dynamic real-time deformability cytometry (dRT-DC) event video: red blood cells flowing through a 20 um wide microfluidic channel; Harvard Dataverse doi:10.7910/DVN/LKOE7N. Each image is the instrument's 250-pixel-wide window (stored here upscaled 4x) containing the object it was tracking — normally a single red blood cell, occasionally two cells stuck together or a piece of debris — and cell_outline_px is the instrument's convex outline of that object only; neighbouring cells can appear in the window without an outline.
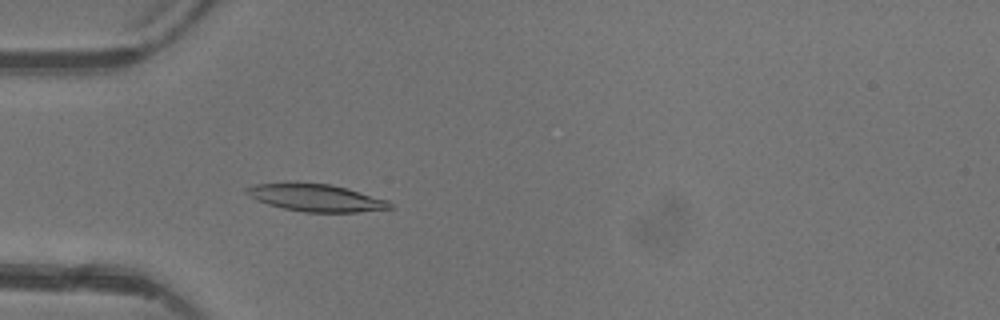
{"species": "common noctule bat (a hibernating species)", "species_latin": "Nyctalus noctula", "temperature_condition": "warm", "stored_images_in_passage": 5, "camera_frame_rate_fps": 3000, "um_per_image_px": 0.085, "animal": {"sex": "female"}, "frame": {"image": 1, "passage_image": 5, "time_ms": 4.667, "image_size_px": [1000, 320], "cell_outline_px": [[396, 208], [356, 212], [304, 212], [284, 208], [268, 204], [256, 200], [248, 196], [244, 192], [244, 188], [252, 184], [284, 180], [332, 184], [348, 188], [388, 200]], "centroid_in_image_um": [26.78, 16.76], "position_along_channel_um": 58.2, "area_um2": 23.76}}